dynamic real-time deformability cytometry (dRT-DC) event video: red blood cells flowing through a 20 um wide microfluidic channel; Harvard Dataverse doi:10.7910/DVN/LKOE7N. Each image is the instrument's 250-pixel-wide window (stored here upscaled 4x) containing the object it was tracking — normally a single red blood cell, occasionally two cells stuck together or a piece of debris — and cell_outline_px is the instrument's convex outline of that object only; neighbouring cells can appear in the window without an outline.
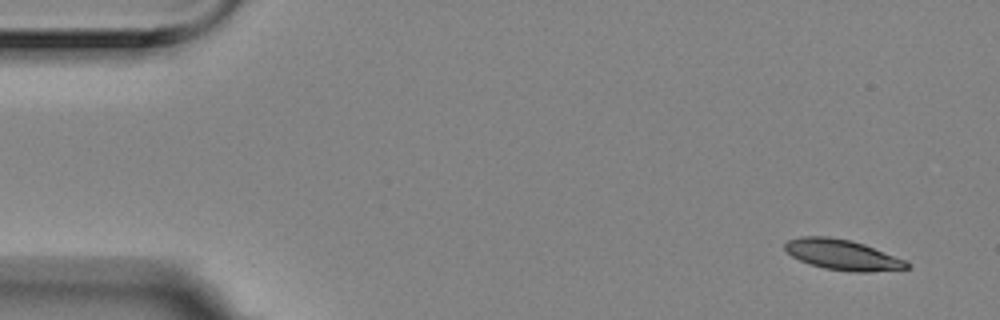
{"species": "Egyptian fruit bat (a non-hibernating species)", "species_latin": "Rousettus aegyptiacus", "temperature_condition": "room temperature", "stored_images_in_passage": 5, "segment_of_instrument_passage": [1, 2], "camera_frame_rate_fps": 3000, "um_per_image_px": 0.085, "animal": {"sex": "female"}, "frame": {"image": 1, "passage_image": 1, "time_ms": 0.0, "image_size_px": [1000, 320], "cell_outline_px": [[912, 264], [908, 268], [868, 272], [852, 272], [824, 268], [800, 260], [792, 256], [784, 248], [784, 244], [788, 240], [800, 236], [828, 236], [852, 240], [864, 244], [904, 260]], "centroid_in_image_um": [71.59, 21.64], "position_along_channel_um": 13.4, "area_um2": 21.44}}